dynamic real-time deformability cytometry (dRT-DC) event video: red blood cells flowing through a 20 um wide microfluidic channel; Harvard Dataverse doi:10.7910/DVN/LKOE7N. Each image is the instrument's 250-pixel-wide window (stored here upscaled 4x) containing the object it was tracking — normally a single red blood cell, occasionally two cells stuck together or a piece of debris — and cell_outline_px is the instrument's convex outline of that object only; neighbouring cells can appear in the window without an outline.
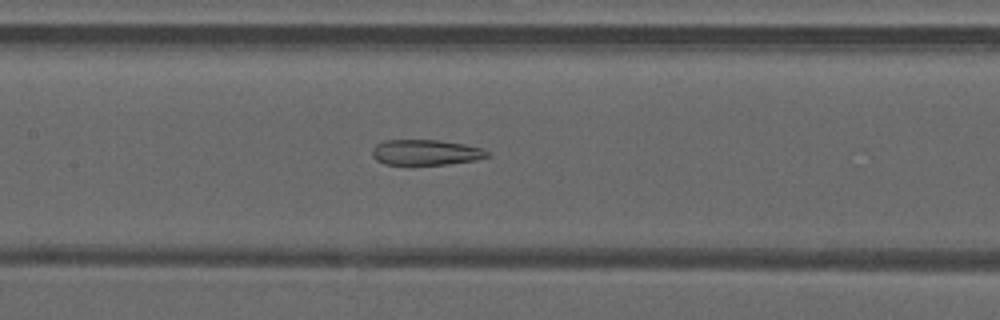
{"species": "common noctule bat (a hibernating species)", "species_latin": "Nyctalus noctula", "temperature_condition": "warm", "stored_images_in_passage": 20, "camera_frame_rate_fps": 3000, "um_per_image_px": 0.085, "animal": {"sex": "male", "forearm_length_mm": 52.5}, "frame": {"image": 1, "passage_image": 16, "time_ms": 5.0, "image_size_px": [1000, 320], "cell_outline_px": [[492, 156], [476, 160], [448, 164], [384, 164], [376, 160], [372, 156], [372, 148], [376, 144], [384, 140], [440, 140], [464, 144], [480, 148], [488, 152]], "centroid_in_image_um": [36.18, 12.95], "position_along_channel_um": 171.2, "area_um2": 17.11}}
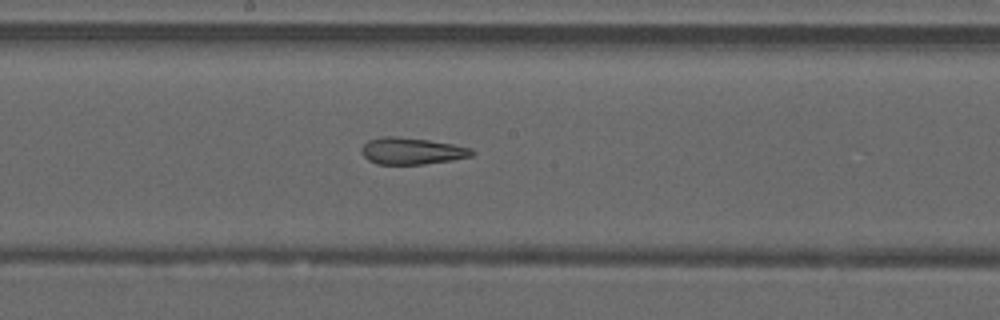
{"frame": {"image": 2, "passage_image": 19, "time_ms": 6.0, "image_size_px": [1000, 320], "cell_outline_px": [[476, 152], [472, 156], [452, 160], [424, 164], [376, 164], [368, 160], [360, 152], [360, 148], [368, 140], [380, 136], [396, 136], [428, 140], [452, 144], [472, 148]], "centroid_in_image_um": [34.98, 12.83], "position_along_channel_um": 213.2, "area_um2": 17.34}}